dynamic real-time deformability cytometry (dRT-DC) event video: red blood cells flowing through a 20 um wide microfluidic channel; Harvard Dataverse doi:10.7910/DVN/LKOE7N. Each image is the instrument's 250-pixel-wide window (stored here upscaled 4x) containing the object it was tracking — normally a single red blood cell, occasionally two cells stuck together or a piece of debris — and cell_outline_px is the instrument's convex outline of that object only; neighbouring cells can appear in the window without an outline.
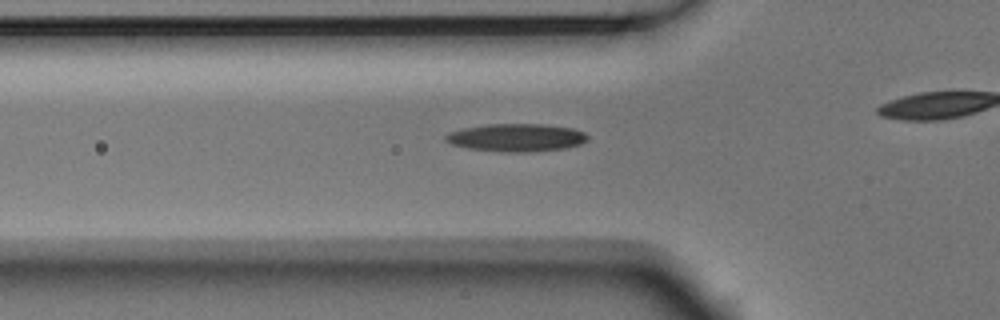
{"species": "Egyptian fruit bat (a non-hibernating species)", "species_latin": "Rousettus aegyptiacus", "temperature_condition": "room temperature", "stored_images_in_passage": 7, "camera_frame_rate_fps": 3000, "um_per_image_px": 0.085, "animal": {"sex": "male"}, "frame": {"image": 1, "passage_image": 7, "time_ms": 2.0, "image_size_px": [1000, 320], "cell_outline_px": [[588, 140], [580, 144], [564, 148], [524, 152], [504, 152], [468, 148], [452, 144], [444, 140], [444, 136], [448, 132], [464, 128], [488, 124], [544, 124], [572, 128], [584, 132], [588, 136]], "centroid_in_image_um": [43.88, 11.69], "position_along_channel_um": 81.9, "area_um2": 22.95}}